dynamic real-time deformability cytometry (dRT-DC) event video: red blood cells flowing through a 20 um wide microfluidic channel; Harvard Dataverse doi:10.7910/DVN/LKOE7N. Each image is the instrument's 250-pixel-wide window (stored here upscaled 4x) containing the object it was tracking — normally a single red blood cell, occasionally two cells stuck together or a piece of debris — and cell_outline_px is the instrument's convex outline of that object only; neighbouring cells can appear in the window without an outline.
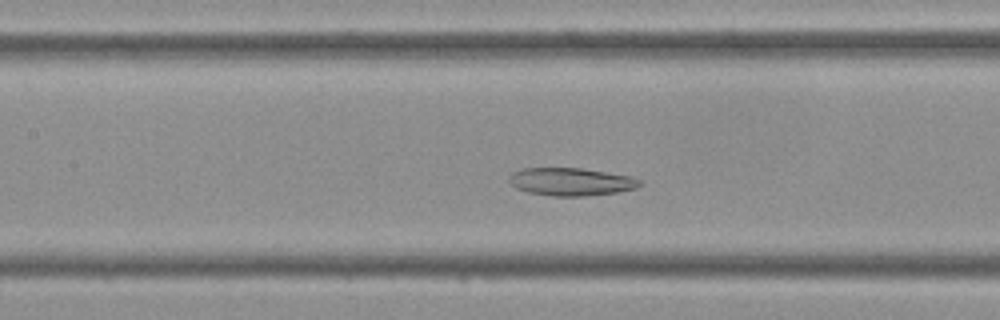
{"species": "Egyptian fruit bat (a non-hibernating species)", "species_latin": "Rousettus aegyptiacus", "temperature_condition": "cold", "stored_images_in_passage": 43, "segment_of_instrument_passage": [1, 2], "camera_frame_rate_fps": 3000, "um_per_image_px": 0.085, "frame": {"image": 1, "passage_image": 17, "time_ms": 5.333, "image_size_px": [1000, 320], "cell_outline_px": [[644, 180], [636, 188], [616, 192], [584, 196], [552, 196], [528, 192], [516, 188], [508, 180], [508, 176], [512, 172], [524, 168], [580, 168], [632, 176]], "centroid_in_image_um": [48.54, 15.44], "position_along_channel_um": 158.9, "area_um2": 21.21}}
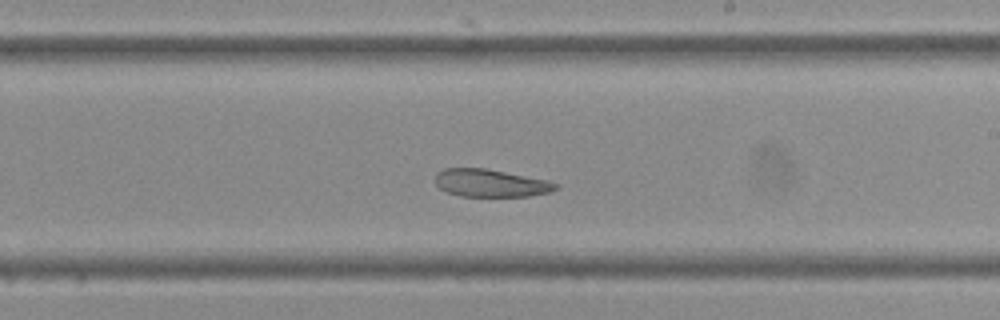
{"frame": {"image": 2, "passage_image": 23, "time_ms": 7.333, "image_size_px": [1000, 320], "cell_outline_px": [[560, 188], [552, 192], [528, 196], [460, 196], [444, 192], [436, 184], [436, 172], [444, 168], [484, 168], [548, 180], [560, 184]], "centroid_in_image_um": [41.73, 15.57], "position_along_channel_um": 247.3, "area_um2": 19.59}}
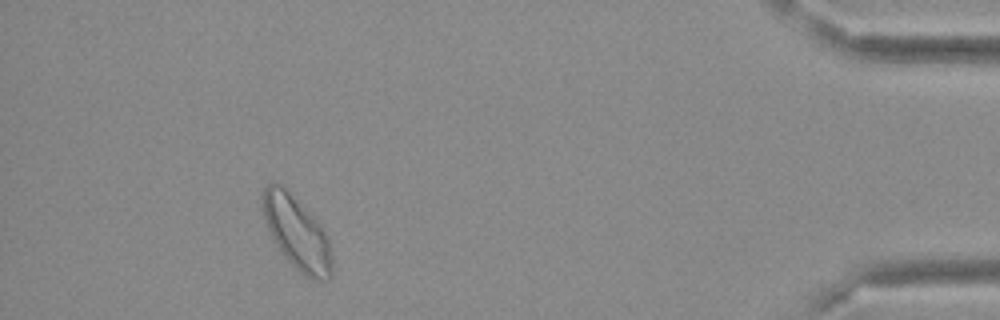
{"frame": {"image": 3, "passage_image": 38, "time_ms": 12.333, "image_size_px": [1000, 320], "cell_outline_px": [[332, 276], [328, 280], [320, 280], [304, 276], [288, 260], [276, 244], [264, 220], [260, 204], [260, 200], [264, 188], [272, 180], [276, 180], [312, 212], [328, 236], [332, 256]], "centroid_in_image_um": [25.23, 19.74], "position_along_channel_um": 410.0, "area_um2": 30.0}}